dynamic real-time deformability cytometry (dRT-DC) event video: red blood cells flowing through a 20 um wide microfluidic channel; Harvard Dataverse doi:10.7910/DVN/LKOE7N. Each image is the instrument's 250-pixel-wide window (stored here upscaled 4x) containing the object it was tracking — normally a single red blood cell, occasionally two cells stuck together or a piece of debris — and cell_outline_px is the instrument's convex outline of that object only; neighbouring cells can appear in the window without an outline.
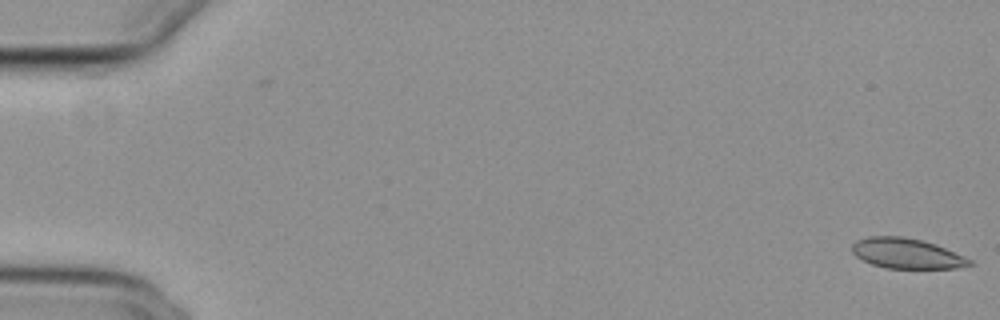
{"species": "common noctule bat (a hibernating species)", "species_latin": "Nyctalus noctula", "temperature_condition": "cold", "stored_images_in_passage": 4, "camera_frame_rate_fps": 3000, "um_per_image_px": 0.085, "animal": {"sex": "female", "body_mass_g": 29.2, "forearm_length_mm": 56.3}, "frame": {"image": 1, "passage_image": 4, "time_ms": 1.0, "image_size_px": [1000, 320], "cell_outline_px": [[976, 264], [956, 268], [884, 268], [872, 264], [856, 256], [852, 252], [852, 244], [856, 240], [868, 236], [904, 236], [936, 244], [964, 256], [972, 260]], "centroid_in_image_um": [77.08, 21.54], "position_along_channel_um": 7.9, "area_um2": 20.75}}